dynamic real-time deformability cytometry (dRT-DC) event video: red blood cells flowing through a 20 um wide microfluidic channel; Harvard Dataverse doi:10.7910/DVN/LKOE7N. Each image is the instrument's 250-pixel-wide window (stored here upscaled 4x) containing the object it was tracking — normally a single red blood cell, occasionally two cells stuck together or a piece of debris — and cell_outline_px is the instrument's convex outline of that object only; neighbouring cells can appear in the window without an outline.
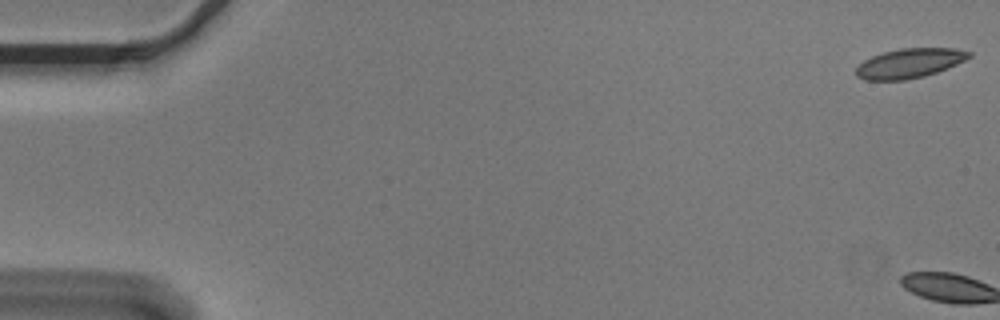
{"species": "Egyptian fruit bat (a non-hibernating species)", "species_latin": "Rousettus aegyptiacus", "temperature_condition": "cold", "stored_images_in_passage": 3, "camera_frame_rate_fps": 3000, "um_per_image_px": 0.085, "animal": {"sex": "male"}, "frame": {"image": 1, "passage_image": 1, "time_ms": 0.0, "image_size_px": [1000, 320], "cell_outline_px": [[972, 56], [948, 68], [924, 76], [904, 80], [864, 80], [856, 76], [856, 68], [864, 60], [872, 56], [884, 52], [900, 48], [956, 48], [972, 52]], "centroid_in_image_um": [77.31, 5.37], "position_along_channel_um": 7.7, "area_um2": 19.42}}